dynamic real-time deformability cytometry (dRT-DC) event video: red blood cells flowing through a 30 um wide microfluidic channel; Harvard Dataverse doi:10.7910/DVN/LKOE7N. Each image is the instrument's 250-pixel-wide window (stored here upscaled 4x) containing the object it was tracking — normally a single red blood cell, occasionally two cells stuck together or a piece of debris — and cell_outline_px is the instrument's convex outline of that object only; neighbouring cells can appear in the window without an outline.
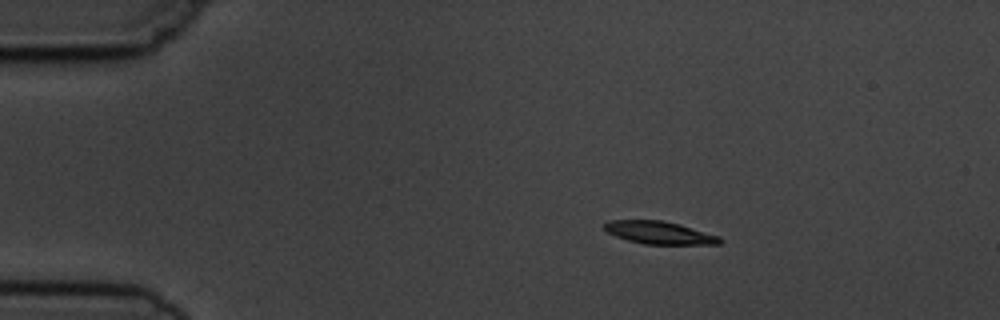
{"species": "common noctule bat (a hibernating species)", "species_latin": "Nyctalus noctula", "temperature_condition": "cold", "stored_images_in_passage": 3, "camera_frame_rate_fps": 3000, "um_per_image_px": 0.085, "animal": {"sex": "male", "body_mass_g": 19.5, "forearm_length_mm": 54.6}, "frame": {"image": 1, "passage_image": 2, "time_ms": 1.333, "image_size_px": [1000, 320], "cell_outline_px": [[724, 240], [720, 244], [644, 244], [628, 240], [616, 236], [608, 232], [604, 228], [604, 224], [608, 220], [664, 220], [680, 224], [720, 236]], "centroid_in_image_um": [56.08, 19.77], "position_along_channel_um": 28.9, "area_um2": 15.32}}